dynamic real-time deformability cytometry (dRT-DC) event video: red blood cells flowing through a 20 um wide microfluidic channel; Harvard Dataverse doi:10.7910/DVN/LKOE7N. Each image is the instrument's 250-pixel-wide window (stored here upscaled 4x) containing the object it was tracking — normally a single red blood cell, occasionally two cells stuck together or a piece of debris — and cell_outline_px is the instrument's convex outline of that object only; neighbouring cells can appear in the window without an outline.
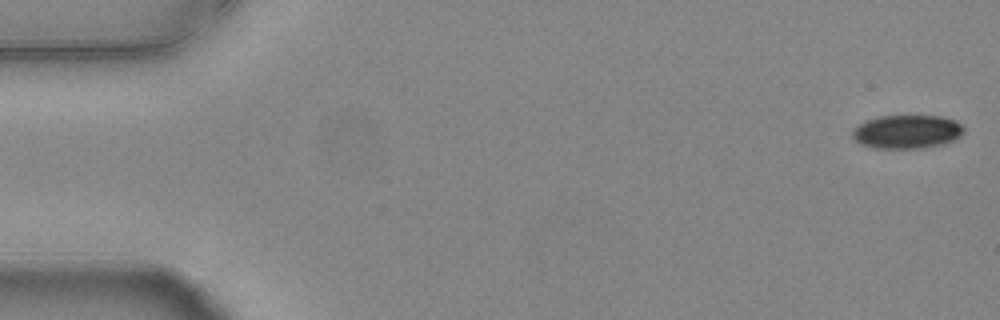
{"species": "common noctule bat (a hibernating species)", "species_latin": "Nyctalus noctula", "temperature_condition": "warm", "stored_images_in_passage": 14, "camera_frame_rate_fps": 3000, "um_per_image_px": 0.085, "animal": {"sex": "female", "body_mass_g": 24.6, "forearm_length_mm": 56.2}, "frame": {"image": 1, "passage_image": 1, "time_ms": 0.0, "image_size_px": [1000, 320], "cell_outline_px": [[964, 132], [960, 136], [944, 144], [920, 148], [876, 148], [860, 144], [852, 140], [852, 128], [868, 120], [880, 116], [940, 116], [956, 120], [964, 128]], "centroid_in_image_um": [77.07, 11.2], "position_along_channel_um": 7.9, "area_um2": 21.85}}